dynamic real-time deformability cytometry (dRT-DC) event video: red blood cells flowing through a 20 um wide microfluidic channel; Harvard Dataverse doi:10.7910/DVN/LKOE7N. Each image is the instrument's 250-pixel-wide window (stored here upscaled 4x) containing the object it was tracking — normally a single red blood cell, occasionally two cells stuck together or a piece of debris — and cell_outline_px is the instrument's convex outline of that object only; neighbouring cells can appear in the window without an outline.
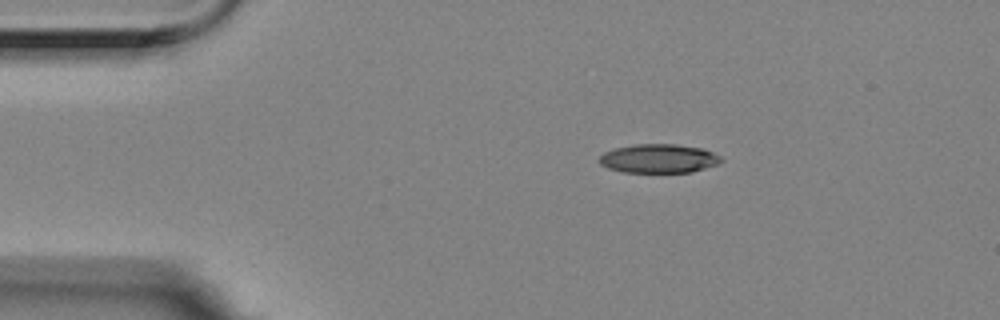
{"species": "Egyptian fruit bat (a non-hibernating species)", "species_latin": "Rousettus aegyptiacus", "temperature_condition": "room temperature", "stored_images_in_passage": 4, "camera_frame_rate_fps": 3000, "um_per_image_px": 0.085, "animal": {"sex": "female"}, "frame": {"image": 1, "passage_image": 1, "time_ms": 0.0, "image_size_px": [1000, 320], "cell_outline_px": [[724, 160], [720, 164], [692, 172], [624, 172], [608, 168], [600, 164], [600, 156], [604, 152], [616, 148], [636, 144], [676, 144], [704, 148], [720, 156]], "centroid_in_image_um": [56.05, 13.47], "position_along_channel_um": 29.0, "area_um2": 20.58}}
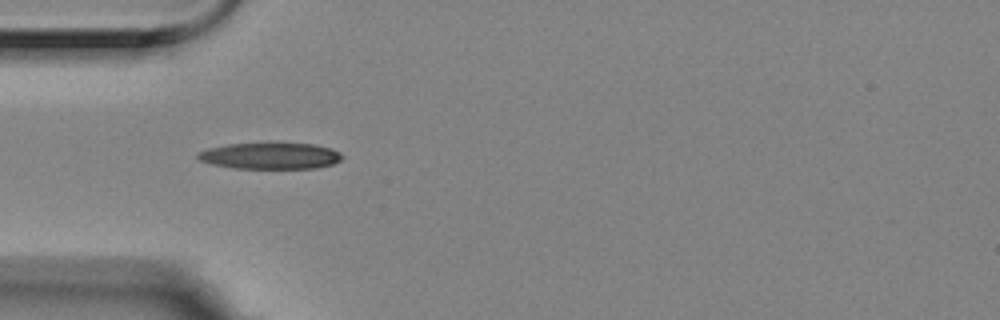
{"frame": {"image": 2, "passage_image": 3, "time_ms": 0.667, "image_size_px": [1000, 320], "cell_outline_px": [[344, 156], [340, 160], [332, 164], [316, 168], [232, 168], [212, 164], [200, 160], [196, 156], [196, 152], [208, 148], [228, 144], [268, 140], [272, 140], [316, 144], [332, 148], [340, 152]], "centroid_in_image_um": [22.98, 13.19], "position_along_channel_um": 62.0, "area_um2": 23.35}}
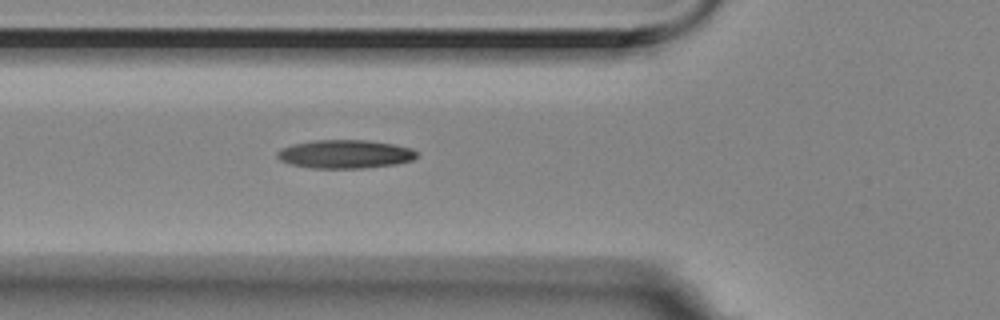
{"frame": {"image": 3, "passage_image": 4, "time_ms": 1.0, "image_size_px": [1000, 320], "cell_outline_px": [[416, 156], [412, 160], [396, 164], [364, 168], [312, 168], [292, 164], [280, 160], [276, 156], [276, 152], [292, 144], [312, 140], [364, 140], [392, 144], [412, 148], [416, 152]], "centroid_in_image_um": [29.32, 13.1], "position_along_channel_um": 96.5, "area_um2": 23.0}}